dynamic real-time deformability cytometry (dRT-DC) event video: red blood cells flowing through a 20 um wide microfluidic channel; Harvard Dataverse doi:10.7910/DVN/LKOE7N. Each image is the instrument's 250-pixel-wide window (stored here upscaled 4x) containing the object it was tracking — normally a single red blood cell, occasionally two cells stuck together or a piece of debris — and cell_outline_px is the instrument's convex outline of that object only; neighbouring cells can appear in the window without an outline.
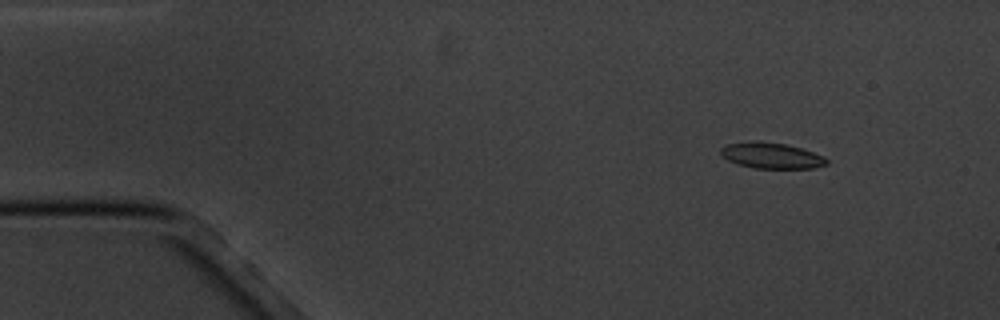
{"species": "common noctule bat (a hibernating species)", "species_latin": "Nyctalus noctula", "temperature_condition": "cold", "stored_images_in_passage": 6, "segment_of_instrument_passage": [1, 2], "camera_frame_rate_fps": 3000, "um_per_image_px": 0.085, "animal": {"sex": "male", "body_mass_g": 20.1, "forearm_length_mm": 53.5}, "frame": {"image": 1, "passage_image": 2, "time_ms": 1.333, "image_size_px": [1000, 320], "cell_outline_px": [[828, 164], [812, 168], [756, 168], [736, 164], [728, 160], [720, 152], [720, 148], [728, 144], [752, 140], [756, 140], [788, 144], [824, 156], [828, 160]], "centroid_in_image_um": [65.56, 13.21], "position_along_channel_um": 19.4, "area_um2": 16.01}}